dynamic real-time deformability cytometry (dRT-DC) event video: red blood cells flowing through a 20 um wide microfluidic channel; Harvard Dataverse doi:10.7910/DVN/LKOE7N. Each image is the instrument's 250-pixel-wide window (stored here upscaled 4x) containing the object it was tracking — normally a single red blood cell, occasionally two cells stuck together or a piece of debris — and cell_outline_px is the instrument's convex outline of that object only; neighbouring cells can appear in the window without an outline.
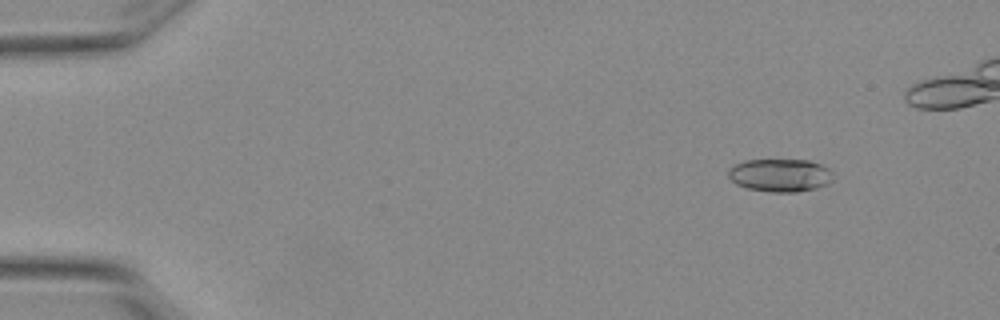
{"species": "Egyptian fruit bat (a non-hibernating species)", "species_latin": "Rousettus aegyptiacus", "temperature_condition": "warm", "stored_images_in_passage": 6, "camera_frame_rate_fps": 3000, "um_per_image_px": 0.085, "animal": {"sex": "female"}, "frame": {"image": 1, "passage_image": 2, "time_ms": 0.333, "image_size_px": [1000, 320], "cell_outline_px": [[832, 180], [828, 184], [816, 188], [796, 192], [772, 192], [748, 188], [736, 184], [728, 176], [728, 168], [732, 164], [744, 160], [808, 160], [820, 164], [828, 168], [832, 172]], "centroid_in_image_um": [66.29, 14.89], "position_along_channel_um": 18.7, "area_um2": 20.23}}
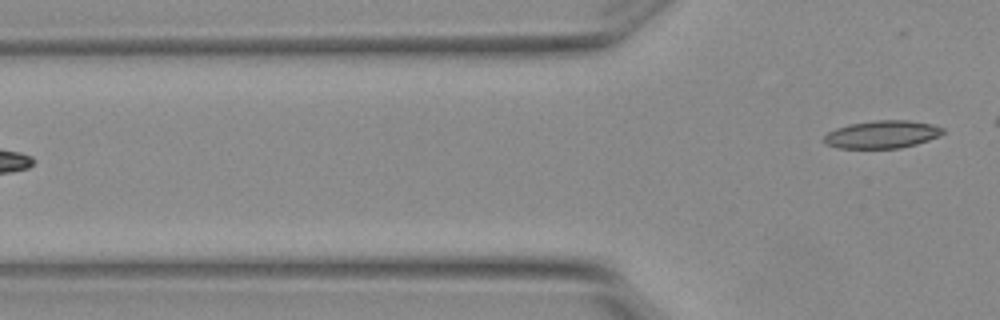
{"frame": {"image": 2, "passage_image": 6, "time_ms": 1.667, "image_size_px": [1000, 320], "cell_outline_px": [[944, 132], [928, 140], [916, 144], [900, 148], [836, 148], [824, 144], [824, 136], [828, 132], [836, 128], [848, 124], [872, 120], [908, 120], [932, 124], [944, 128]], "centroid_in_image_um": [74.93, 11.42], "position_along_channel_um": 50.9, "area_um2": 19.25}}